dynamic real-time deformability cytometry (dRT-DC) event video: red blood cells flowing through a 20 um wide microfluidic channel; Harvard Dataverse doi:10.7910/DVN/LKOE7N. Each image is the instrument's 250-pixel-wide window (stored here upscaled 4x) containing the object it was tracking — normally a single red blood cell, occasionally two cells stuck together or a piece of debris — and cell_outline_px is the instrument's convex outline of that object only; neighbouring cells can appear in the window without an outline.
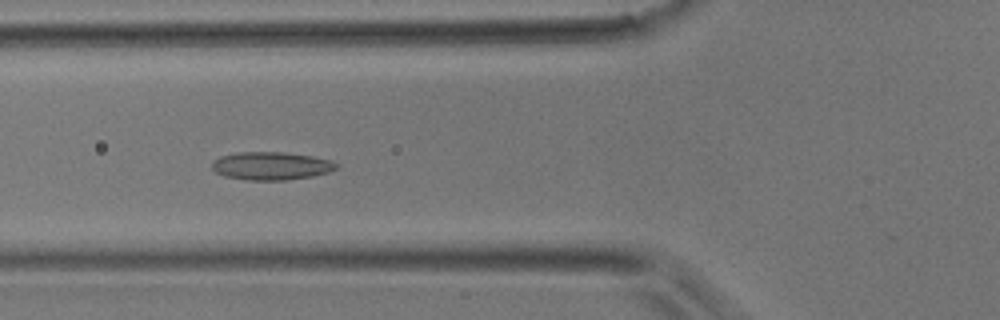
{"species": "common noctule bat (a hibernating species)", "species_latin": "Nyctalus noctula", "temperature_condition": "room temperature", "stored_images_in_passage": 4, "camera_frame_rate_fps": 3000, "um_per_image_px": 0.085, "animal": {"sex": "male", "body_mass_g": 17.9}, "frame": {"image": 1, "passage_image": 4, "time_ms": 1.0, "image_size_px": [1000, 320], "cell_outline_px": [[340, 168], [328, 172], [312, 176], [284, 180], [248, 180], [224, 176], [216, 172], [212, 168], [212, 160], [220, 156], [236, 152], [284, 152], [312, 156], [332, 160], [340, 164]], "centroid_in_image_um": [23.07, 14.09], "position_along_channel_um": 102.7, "area_um2": 20.52}}